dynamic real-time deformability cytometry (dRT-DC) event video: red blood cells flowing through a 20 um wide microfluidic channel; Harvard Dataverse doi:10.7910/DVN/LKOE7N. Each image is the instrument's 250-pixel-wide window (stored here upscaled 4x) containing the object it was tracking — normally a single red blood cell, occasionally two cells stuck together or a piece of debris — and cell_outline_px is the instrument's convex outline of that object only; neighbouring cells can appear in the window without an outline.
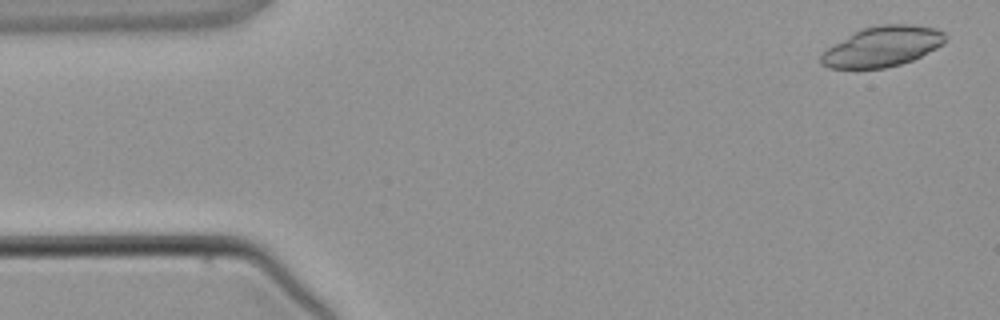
{"species": "common noctule bat (a hibernating species)", "species_latin": "Nyctalus noctula", "temperature_condition": "warm", "stored_images_in_passage": 3, "camera_frame_rate_fps": 3000, "um_per_image_px": 0.085, "animal": {"sex": "male", "body_mass_g": 21.5, "forearm_length_mm": 52.0}, "frame": {"image": 1, "passage_image": 1, "time_ms": 0.0, "image_size_px": [1000, 320], "cell_outline_px": [[948, 36], [944, 44], [912, 60], [900, 64], [884, 68], [828, 68], [820, 64], [820, 52], [856, 32], [864, 28], [880, 24], [908, 24], [936, 28], [944, 32]], "centroid_in_image_um": [75.02, 3.95], "position_along_channel_um": 10.0, "area_um2": 29.02}}